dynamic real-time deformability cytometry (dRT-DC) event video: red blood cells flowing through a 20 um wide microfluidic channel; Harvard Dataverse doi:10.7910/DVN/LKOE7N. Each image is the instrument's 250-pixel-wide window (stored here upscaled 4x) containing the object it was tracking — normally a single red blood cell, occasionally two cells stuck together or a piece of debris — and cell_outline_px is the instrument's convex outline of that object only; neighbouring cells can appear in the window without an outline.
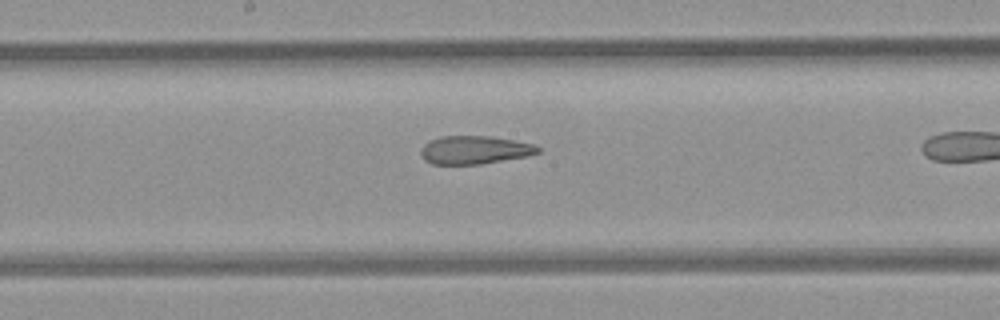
{"species": "common noctule bat (a hibernating species)", "species_latin": "Nyctalus noctula", "temperature_condition": "room temperature", "stored_images_in_passage": 35, "camera_frame_rate_fps": 3000, "um_per_image_px": 0.085, "animal": {"sex": "female", "body_mass_g": 21.9}, "frame": {"image": 1, "passage_image": 25, "time_ms": 8.0, "image_size_px": [1000, 320], "cell_outline_px": [[540, 152], [528, 156], [480, 164], [432, 164], [424, 160], [420, 156], [420, 148], [428, 140], [440, 136], [492, 136], [536, 144], [540, 148]], "centroid_in_image_um": [40.32, 12.74], "position_along_channel_um": 207.9, "area_um2": 19.54}}